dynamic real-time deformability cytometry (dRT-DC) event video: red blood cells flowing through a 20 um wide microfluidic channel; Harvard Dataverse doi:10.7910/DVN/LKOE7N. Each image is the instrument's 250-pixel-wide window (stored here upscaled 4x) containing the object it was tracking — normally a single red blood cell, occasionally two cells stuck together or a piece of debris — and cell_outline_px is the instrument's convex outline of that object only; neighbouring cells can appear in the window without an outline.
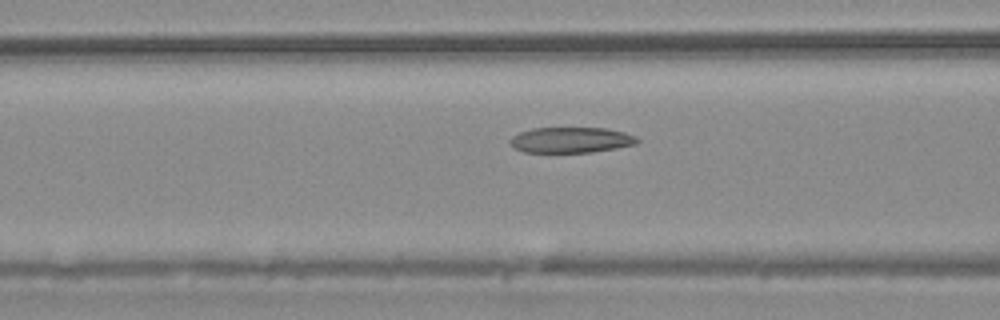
{"species": "common noctule bat (a hibernating species)", "species_latin": "Nyctalus noctula", "temperature_condition": "warm", "stored_images_in_passage": 55, "camera_frame_rate_fps": 3000, "um_per_image_px": 0.085, "animal": {"sex": "male", "body_mass_g": 20.4}, "frame": {"image": 1, "passage_image": 22, "time_ms": 7.0, "image_size_px": [1000, 320], "cell_outline_px": [[640, 140], [636, 144], [616, 148], [592, 152], [524, 152], [516, 148], [508, 140], [512, 136], [520, 132], [532, 128], [604, 128], [624, 132], [636, 136]], "centroid_in_image_um": [48.55, 11.89], "position_along_channel_um": 118.1, "area_um2": 18.9}}
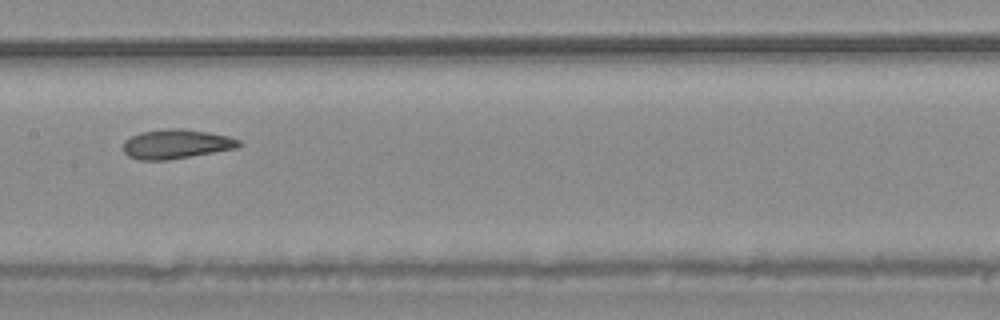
{"frame": {"image": 2, "passage_image": 28, "time_ms": 9.0, "image_size_px": [1000, 320], "cell_outline_px": [[240, 144], [236, 148], [168, 160], [140, 160], [128, 156], [124, 152], [124, 140], [140, 132], [168, 128], [180, 128], [208, 132], [228, 136], [240, 140]], "centroid_in_image_um": [14.95, 12.24], "position_along_channel_um": 192.5, "area_um2": 19.65}}
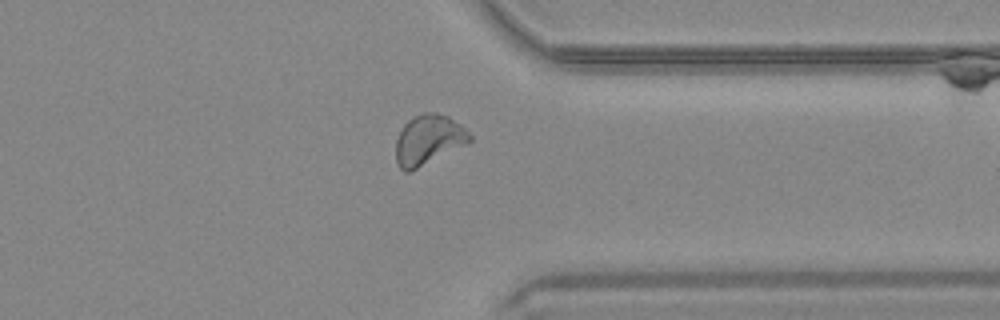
{"frame": {"image": 3, "passage_image": 43, "time_ms": 14.0, "image_size_px": [1000, 320], "cell_outline_px": [[472, 140], [468, 144], [408, 172], [404, 172], [400, 168], [396, 160], [396, 140], [404, 124], [412, 116], [424, 112], [436, 112], [448, 116], [460, 124], [472, 136]], "centroid_in_image_um": [36.42, 11.87], "position_along_channel_um": 375.0, "area_um2": 21.5}, "authors_computed_cell_mechanics": {"area_um2": 20.9814, "velocity_mm_per_s": 3.717, "shape_relaxation_time_tau1_ms": 10.9587, "shape_relaxation_time_tau2_ms": 1.9441, "deformation_change_tau1": 0.207, "deformation_change_tau2": 0.0761}}